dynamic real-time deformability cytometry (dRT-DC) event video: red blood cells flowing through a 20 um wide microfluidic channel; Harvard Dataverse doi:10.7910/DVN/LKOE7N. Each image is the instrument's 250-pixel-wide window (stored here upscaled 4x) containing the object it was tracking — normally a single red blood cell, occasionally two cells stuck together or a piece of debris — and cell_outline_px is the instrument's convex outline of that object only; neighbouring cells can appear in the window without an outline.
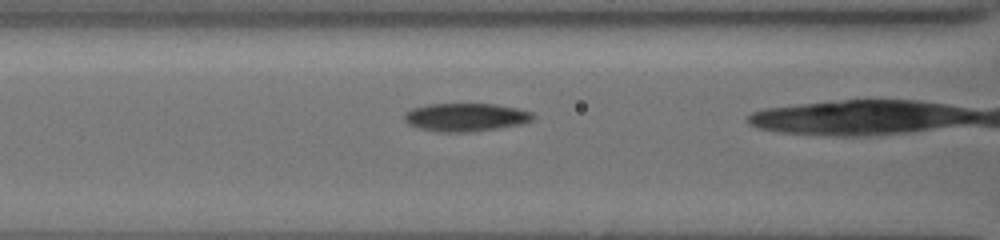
{"species": "common noctule bat (a hibernating species)", "species_latin": "Nyctalus noctula", "temperature_condition": "cold", "stored_images_in_passage": 22, "camera_frame_rate_fps": 3000, "um_per_image_px": 0.085, "animal": {"sex": "female", "body_mass_g": 19.5, "forearm_length_mm": 54.1}, "frame": {"image": 1, "passage_image": 8, "time_ms": 4.667, "image_size_px": [1000, 240], "cell_outline_px": [[536, 116], [532, 120], [520, 124], [500, 128], [472, 132], [440, 132], [420, 128], [408, 124], [404, 120], [404, 112], [412, 108], [428, 104], [492, 104], [516, 108], [532, 112]], "centroid_in_image_um": [39.57, 9.97], "position_along_channel_um": 127.0, "area_um2": 21.15}}
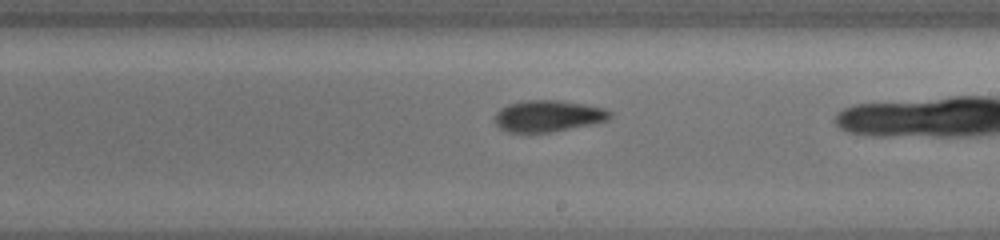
{"frame": {"image": 2, "passage_image": 17, "time_ms": 7.667, "image_size_px": [1000, 240], "cell_outline_px": [[612, 116], [604, 120], [588, 124], [548, 132], [508, 132], [500, 128], [492, 120], [496, 112], [500, 108], [508, 104], [524, 100], [556, 100], [584, 104], [604, 108], [612, 112]], "centroid_in_image_um": [46.5, 9.84], "position_along_channel_um": 242.5, "area_um2": 20.87}}
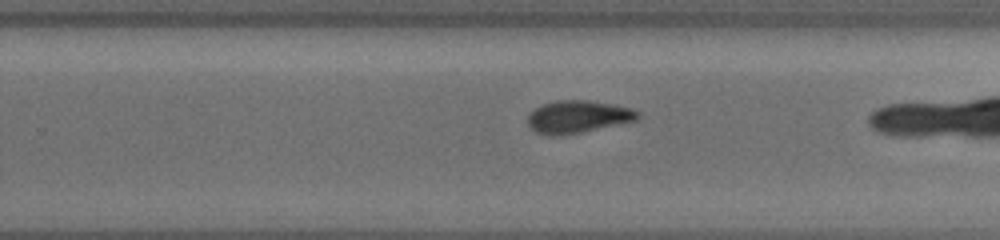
{"frame": {"image": 3, "passage_image": 20, "time_ms": 8.667, "image_size_px": [1000, 240], "cell_outline_px": [[640, 116], [636, 120], [580, 132], [556, 136], [552, 136], [536, 132], [528, 128], [528, 116], [536, 108], [544, 104], [556, 100], [588, 100], [612, 104], [632, 108], [640, 112]], "centroid_in_image_um": [49.11, 9.92], "position_along_channel_um": 280.7, "area_um2": 20.63}}